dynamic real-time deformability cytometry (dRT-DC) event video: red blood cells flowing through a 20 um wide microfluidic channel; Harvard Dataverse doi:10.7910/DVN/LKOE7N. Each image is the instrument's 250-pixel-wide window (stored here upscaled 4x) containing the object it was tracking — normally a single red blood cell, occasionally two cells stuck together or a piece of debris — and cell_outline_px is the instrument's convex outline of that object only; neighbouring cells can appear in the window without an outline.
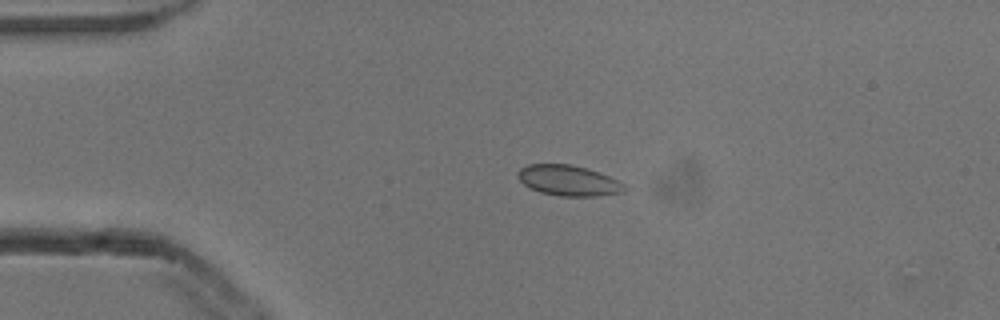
{"species": "common noctule bat (a hibernating species)", "species_latin": "Nyctalus noctula", "temperature_condition": "cold", "stored_images_in_passage": 3, "camera_frame_rate_fps": 3000, "um_per_image_px": 0.085, "animal": {"sex": "male", "body_mass_g": 13.3}, "frame": {"image": 1, "passage_image": 2, "time_ms": 0.333, "image_size_px": [1000, 320], "cell_outline_px": [[628, 188], [624, 192], [596, 196], [560, 196], [540, 192], [524, 184], [516, 176], [516, 172], [520, 168], [528, 164], [572, 164], [588, 168], [608, 176], [624, 184]], "centroid_in_image_um": [48.31, 15.34], "position_along_channel_um": 36.7, "area_um2": 19.02}}